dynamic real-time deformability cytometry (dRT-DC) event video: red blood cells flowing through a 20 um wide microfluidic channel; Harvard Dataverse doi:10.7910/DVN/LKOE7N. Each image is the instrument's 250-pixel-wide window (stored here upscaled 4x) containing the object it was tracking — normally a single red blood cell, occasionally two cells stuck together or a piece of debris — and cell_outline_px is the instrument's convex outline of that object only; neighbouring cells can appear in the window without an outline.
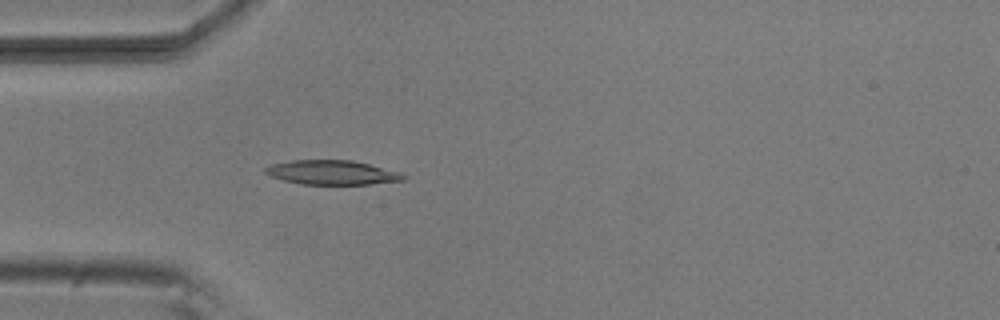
{"species": "common noctule bat (a hibernating species)", "species_latin": "Nyctalus noctula", "temperature_condition": "room temperature", "stored_images_in_passage": 29, "camera_frame_rate_fps": 3000, "um_per_image_px": 0.085, "animal": {"sex": "male", "body_mass_g": 20.5, "forearm_length_mm": 52.5}, "frame": {"image": 1, "passage_image": 3, "time_ms": 0.667, "image_size_px": [1000, 320], "cell_outline_px": [[408, 176], [404, 180], [368, 184], [300, 184], [284, 180], [272, 176], [264, 172], [264, 168], [272, 164], [292, 160], [352, 160], [400, 172]], "centroid_in_image_um": [28.23, 14.66], "position_along_channel_um": 56.8, "area_um2": 19.42}}
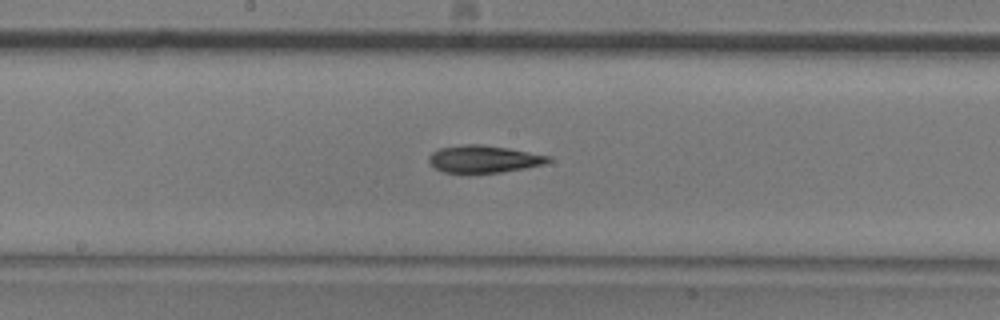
{"frame": {"image": 2, "passage_image": 15, "time_ms": 4.667, "image_size_px": [1000, 320], "cell_outline_px": [[552, 160], [544, 164], [524, 168], [500, 172], [468, 176], [444, 172], [436, 168], [428, 160], [428, 156], [432, 152], [440, 148], [464, 144], [480, 144], [508, 148], [548, 156]], "centroid_in_image_um": [41.05, 13.55], "position_along_channel_um": 207.1, "area_um2": 19.42}}
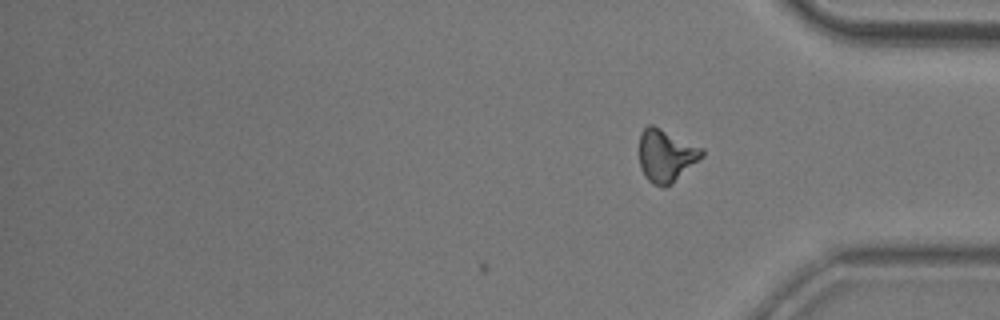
{"frame": {"image": 3, "passage_image": 29, "time_ms": 9.333, "image_size_px": [1000, 320], "cell_outline_px": [[704, 156], [672, 184], [664, 188], [652, 184], [644, 176], [640, 168], [640, 132], [648, 124], [652, 124], [704, 148]], "centroid_in_image_um": [56.62, 13.23], "position_along_channel_um": 378.6, "area_um2": 19.48}, "authors_computed_cell_mechanics": {"area_um2": 18.6694, "velocity_mm_per_s": 3.8208, "shape_relaxation_time_tau1_ms": 3.5647, "shape_relaxation_time_tau2_ms": null, "deformation_change_tau1": 0.1333, "deformation_change_tau2": null}}